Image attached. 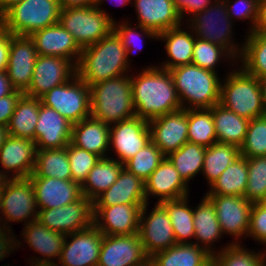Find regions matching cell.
<instances>
[{
    "label": "cell",
    "mask_w": 266,
    "mask_h": 266,
    "mask_svg": "<svg viewBox=\"0 0 266 266\" xmlns=\"http://www.w3.org/2000/svg\"><path fill=\"white\" fill-rule=\"evenodd\" d=\"M102 0H98L97 1V6H99V4H101L102 2H101ZM118 1V0H117ZM116 1V2H117ZM130 2V0H119V3H120V5L119 6H121V5H126L127 3H129ZM118 3V2H117Z\"/></svg>",
    "instance_id": "003e7915"
},
{
    "label": "cell",
    "mask_w": 266,
    "mask_h": 266,
    "mask_svg": "<svg viewBox=\"0 0 266 266\" xmlns=\"http://www.w3.org/2000/svg\"><path fill=\"white\" fill-rule=\"evenodd\" d=\"M72 125L59 112L41 103L34 132L37 150L66 147L71 142Z\"/></svg>",
    "instance_id": "7402d4cb"
},
{
    "label": "cell",
    "mask_w": 266,
    "mask_h": 266,
    "mask_svg": "<svg viewBox=\"0 0 266 266\" xmlns=\"http://www.w3.org/2000/svg\"><path fill=\"white\" fill-rule=\"evenodd\" d=\"M220 104L248 120L266 115L260 80L243 69L229 73L221 84Z\"/></svg>",
    "instance_id": "8992f818"
},
{
    "label": "cell",
    "mask_w": 266,
    "mask_h": 266,
    "mask_svg": "<svg viewBox=\"0 0 266 266\" xmlns=\"http://www.w3.org/2000/svg\"><path fill=\"white\" fill-rule=\"evenodd\" d=\"M76 72V63L64 57L38 55L30 85L24 94L40 98L53 87L71 80Z\"/></svg>",
    "instance_id": "7c38bea8"
},
{
    "label": "cell",
    "mask_w": 266,
    "mask_h": 266,
    "mask_svg": "<svg viewBox=\"0 0 266 266\" xmlns=\"http://www.w3.org/2000/svg\"><path fill=\"white\" fill-rule=\"evenodd\" d=\"M22 0H0V16L13 4L21 2Z\"/></svg>",
    "instance_id": "94428289"
},
{
    "label": "cell",
    "mask_w": 266,
    "mask_h": 266,
    "mask_svg": "<svg viewBox=\"0 0 266 266\" xmlns=\"http://www.w3.org/2000/svg\"><path fill=\"white\" fill-rule=\"evenodd\" d=\"M241 55L242 69L259 80L266 77V33L248 32Z\"/></svg>",
    "instance_id": "74e56055"
},
{
    "label": "cell",
    "mask_w": 266,
    "mask_h": 266,
    "mask_svg": "<svg viewBox=\"0 0 266 266\" xmlns=\"http://www.w3.org/2000/svg\"><path fill=\"white\" fill-rule=\"evenodd\" d=\"M240 155L245 158L266 156V115L249 120Z\"/></svg>",
    "instance_id": "bcb514c9"
},
{
    "label": "cell",
    "mask_w": 266,
    "mask_h": 266,
    "mask_svg": "<svg viewBox=\"0 0 266 266\" xmlns=\"http://www.w3.org/2000/svg\"><path fill=\"white\" fill-rule=\"evenodd\" d=\"M9 137L8 127L0 126V148L4 145V142Z\"/></svg>",
    "instance_id": "6125c7cd"
},
{
    "label": "cell",
    "mask_w": 266,
    "mask_h": 266,
    "mask_svg": "<svg viewBox=\"0 0 266 266\" xmlns=\"http://www.w3.org/2000/svg\"><path fill=\"white\" fill-rule=\"evenodd\" d=\"M128 66L126 49L113 31L94 45L82 49L76 73L90 87L98 82L123 76Z\"/></svg>",
    "instance_id": "7a4b0ae2"
},
{
    "label": "cell",
    "mask_w": 266,
    "mask_h": 266,
    "mask_svg": "<svg viewBox=\"0 0 266 266\" xmlns=\"http://www.w3.org/2000/svg\"><path fill=\"white\" fill-rule=\"evenodd\" d=\"M213 203L216 217L223 234L240 238L247 235L250 227L252 202L242 196L206 195Z\"/></svg>",
    "instance_id": "d6986e66"
},
{
    "label": "cell",
    "mask_w": 266,
    "mask_h": 266,
    "mask_svg": "<svg viewBox=\"0 0 266 266\" xmlns=\"http://www.w3.org/2000/svg\"><path fill=\"white\" fill-rule=\"evenodd\" d=\"M8 222L6 223H2L3 226H0V260L4 259V257L11 252V249L12 251L14 250L15 246L19 247L20 245H18L20 242L19 241H16L11 232V229L9 228H5V224H7ZM4 227V228H3ZM9 232L8 234L6 233L7 231ZM11 232V234H10ZM8 236H7V235ZM12 236H10V235ZM10 236V237H9ZM17 243V244H16Z\"/></svg>",
    "instance_id": "11a10c76"
},
{
    "label": "cell",
    "mask_w": 266,
    "mask_h": 266,
    "mask_svg": "<svg viewBox=\"0 0 266 266\" xmlns=\"http://www.w3.org/2000/svg\"><path fill=\"white\" fill-rule=\"evenodd\" d=\"M195 34L183 31L180 26L168 29L158 34V39L166 41V52L170 61L163 63L161 68L171 70L173 68L191 64L193 56V47L195 43Z\"/></svg>",
    "instance_id": "1f68e13d"
},
{
    "label": "cell",
    "mask_w": 266,
    "mask_h": 266,
    "mask_svg": "<svg viewBox=\"0 0 266 266\" xmlns=\"http://www.w3.org/2000/svg\"><path fill=\"white\" fill-rule=\"evenodd\" d=\"M37 50L29 36L10 34L9 58L6 72L12 87L25 93L30 85L37 59Z\"/></svg>",
    "instance_id": "ac0fdd59"
},
{
    "label": "cell",
    "mask_w": 266,
    "mask_h": 266,
    "mask_svg": "<svg viewBox=\"0 0 266 266\" xmlns=\"http://www.w3.org/2000/svg\"><path fill=\"white\" fill-rule=\"evenodd\" d=\"M173 2L180 12L181 18L184 17V12L194 16L195 13L205 10L211 3L210 0H173Z\"/></svg>",
    "instance_id": "db71d44e"
},
{
    "label": "cell",
    "mask_w": 266,
    "mask_h": 266,
    "mask_svg": "<svg viewBox=\"0 0 266 266\" xmlns=\"http://www.w3.org/2000/svg\"><path fill=\"white\" fill-rule=\"evenodd\" d=\"M194 238L201 241L205 250L214 254L211 245L222 236L219 221L212 201L205 195L201 203L193 210ZM213 242V243H212ZM210 245V246H209ZM210 247V248H209Z\"/></svg>",
    "instance_id": "e575fe53"
},
{
    "label": "cell",
    "mask_w": 266,
    "mask_h": 266,
    "mask_svg": "<svg viewBox=\"0 0 266 266\" xmlns=\"http://www.w3.org/2000/svg\"><path fill=\"white\" fill-rule=\"evenodd\" d=\"M22 235L30 248L40 253L43 259L37 258L33 263H54L50 258H60L66 235L48 229L39 220H27Z\"/></svg>",
    "instance_id": "f1b7e54d"
},
{
    "label": "cell",
    "mask_w": 266,
    "mask_h": 266,
    "mask_svg": "<svg viewBox=\"0 0 266 266\" xmlns=\"http://www.w3.org/2000/svg\"><path fill=\"white\" fill-rule=\"evenodd\" d=\"M24 93L15 90L12 94L0 98V126H7L14 110L16 109L19 98Z\"/></svg>",
    "instance_id": "f5cc1de1"
},
{
    "label": "cell",
    "mask_w": 266,
    "mask_h": 266,
    "mask_svg": "<svg viewBox=\"0 0 266 266\" xmlns=\"http://www.w3.org/2000/svg\"><path fill=\"white\" fill-rule=\"evenodd\" d=\"M29 177L72 180L67 148L37 150L35 168Z\"/></svg>",
    "instance_id": "8d00e7d4"
},
{
    "label": "cell",
    "mask_w": 266,
    "mask_h": 266,
    "mask_svg": "<svg viewBox=\"0 0 266 266\" xmlns=\"http://www.w3.org/2000/svg\"><path fill=\"white\" fill-rule=\"evenodd\" d=\"M253 32L266 33V0H259L258 15Z\"/></svg>",
    "instance_id": "6f0895ef"
},
{
    "label": "cell",
    "mask_w": 266,
    "mask_h": 266,
    "mask_svg": "<svg viewBox=\"0 0 266 266\" xmlns=\"http://www.w3.org/2000/svg\"><path fill=\"white\" fill-rule=\"evenodd\" d=\"M263 95V104L266 112V77L260 80Z\"/></svg>",
    "instance_id": "e7e4bbea"
},
{
    "label": "cell",
    "mask_w": 266,
    "mask_h": 266,
    "mask_svg": "<svg viewBox=\"0 0 266 266\" xmlns=\"http://www.w3.org/2000/svg\"><path fill=\"white\" fill-rule=\"evenodd\" d=\"M143 266H153V264L151 263V261H149L147 264H145Z\"/></svg>",
    "instance_id": "89a4df30"
},
{
    "label": "cell",
    "mask_w": 266,
    "mask_h": 266,
    "mask_svg": "<svg viewBox=\"0 0 266 266\" xmlns=\"http://www.w3.org/2000/svg\"><path fill=\"white\" fill-rule=\"evenodd\" d=\"M248 234L258 240V242H266V202L252 204Z\"/></svg>",
    "instance_id": "f907efd6"
},
{
    "label": "cell",
    "mask_w": 266,
    "mask_h": 266,
    "mask_svg": "<svg viewBox=\"0 0 266 266\" xmlns=\"http://www.w3.org/2000/svg\"><path fill=\"white\" fill-rule=\"evenodd\" d=\"M144 184L146 201L149 194L160 197L158 203L188 197L187 184L167 157L162 160Z\"/></svg>",
    "instance_id": "484cf974"
},
{
    "label": "cell",
    "mask_w": 266,
    "mask_h": 266,
    "mask_svg": "<svg viewBox=\"0 0 266 266\" xmlns=\"http://www.w3.org/2000/svg\"><path fill=\"white\" fill-rule=\"evenodd\" d=\"M239 156L240 149L236 145L215 142L206 147L202 172L210 186Z\"/></svg>",
    "instance_id": "ab89813d"
},
{
    "label": "cell",
    "mask_w": 266,
    "mask_h": 266,
    "mask_svg": "<svg viewBox=\"0 0 266 266\" xmlns=\"http://www.w3.org/2000/svg\"><path fill=\"white\" fill-rule=\"evenodd\" d=\"M208 266H214L213 261Z\"/></svg>",
    "instance_id": "2644e50d"
},
{
    "label": "cell",
    "mask_w": 266,
    "mask_h": 266,
    "mask_svg": "<svg viewBox=\"0 0 266 266\" xmlns=\"http://www.w3.org/2000/svg\"><path fill=\"white\" fill-rule=\"evenodd\" d=\"M48 229L67 235L89 228L93 224L92 202L80 199L59 208L39 210L38 218Z\"/></svg>",
    "instance_id": "30bf717a"
},
{
    "label": "cell",
    "mask_w": 266,
    "mask_h": 266,
    "mask_svg": "<svg viewBox=\"0 0 266 266\" xmlns=\"http://www.w3.org/2000/svg\"><path fill=\"white\" fill-rule=\"evenodd\" d=\"M223 1L225 2L230 20L235 17H237L238 20L247 18H250V20L252 19L251 21L253 25L250 28V32H253L258 15L259 0H236L232 5H230L231 2H229V0Z\"/></svg>",
    "instance_id": "681fc988"
},
{
    "label": "cell",
    "mask_w": 266,
    "mask_h": 266,
    "mask_svg": "<svg viewBox=\"0 0 266 266\" xmlns=\"http://www.w3.org/2000/svg\"><path fill=\"white\" fill-rule=\"evenodd\" d=\"M146 207L147 203L141 208L138 234L145 253L152 257L156 252L166 250L177 243L165 208L157 203L145 218Z\"/></svg>",
    "instance_id": "4fadbf2b"
},
{
    "label": "cell",
    "mask_w": 266,
    "mask_h": 266,
    "mask_svg": "<svg viewBox=\"0 0 266 266\" xmlns=\"http://www.w3.org/2000/svg\"><path fill=\"white\" fill-rule=\"evenodd\" d=\"M214 2H216L214 6L211 7L210 4V7L195 13L194 18L190 20L192 24L190 26L195 30L196 33L194 34L197 38L218 44L228 50L233 58L234 56L237 57V54L241 55L242 51H238L236 47L239 46L234 45L230 40L232 21L227 13L225 2L223 0H215Z\"/></svg>",
    "instance_id": "9c48e42d"
},
{
    "label": "cell",
    "mask_w": 266,
    "mask_h": 266,
    "mask_svg": "<svg viewBox=\"0 0 266 266\" xmlns=\"http://www.w3.org/2000/svg\"><path fill=\"white\" fill-rule=\"evenodd\" d=\"M2 215L8 222L38 218L33 185L29 178H10L2 190Z\"/></svg>",
    "instance_id": "2e32d148"
},
{
    "label": "cell",
    "mask_w": 266,
    "mask_h": 266,
    "mask_svg": "<svg viewBox=\"0 0 266 266\" xmlns=\"http://www.w3.org/2000/svg\"><path fill=\"white\" fill-rule=\"evenodd\" d=\"M10 33L0 25V70H6L9 58Z\"/></svg>",
    "instance_id": "9f6ffc18"
},
{
    "label": "cell",
    "mask_w": 266,
    "mask_h": 266,
    "mask_svg": "<svg viewBox=\"0 0 266 266\" xmlns=\"http://www.w3.org/2000/svg\"><path fill=\"white\" fill-rule=\"evenodd\" d=\"M40 104V98L23 94L19 98L16 109L7 125L9 135L34 141Z\"/></svg>",
    "instance_id": "836d02e7"
},
{
    "label": "cell",
    "mask_w": 266,
    "mask_h": 266,
    "mask_svg": "<svg viewBox=\"0 0 266 266\" xmlns=\"http://www.w3.org/2000/svg\"><path fill=\"white\" fill-rule=\"evenodd\" d=\"M71 143L81 149L106 158L110 146V125L92 116L72 125Z\"/></svg>",
    "instance_id": "83f0119b"
},
{
    "label": "cell",
    "mask_w": 266,
    "mask_h": 266,
    "mask_svg": "<svg viewBox=\"0 0 266 266\" xmlns=\"http://www.w3.org/2000/svg\"><path fill=\"white\" fill-rule=\"evenodd\" d=\"M223 53L228 55L229 58L233 57L230 52L222 46L195 37L191 64L216 72L214 67L220 60L219 58L223 56Z\"/></svg>",
    "instance_id": "c3c4849f"
},
{
    "label": "cell",
    "mask_w": 266,
    "mask_h": 266,
    "mask_svg": "<svg viewBox=\"0 0 266 266\" xmlns=\"http://www.w3.org/2000/svg\"><path fill=\"white\" fill-rule=\"evenodd\" d=\"M166 156L150 141L124 163V168L145 182Z\"/></svg>",
    "instance_id": "7bdbcfd3"
},
{
    "label": "cell",
    "mask_w": 266,
    "mask_h": 266,
    "mask_svg": "<svg viewBox=\"0 0 266 266\" xmlns=\"http://www.w3.org/2000/svg\"><path fill=\"white\" fill-rule=\"evenodd\" d=\"M66 148L72 181L82 185L86 180L88 173L99 161L100 157L73 145L71 142L66 146Z\"/></svg>",
    "instance_id": "7dc6e473"
},
{
    "label": "cell",
    "mask_w": 266,
    "mask_h": 266,
    "mask_svg": "<svg viewBox=\"0 0 266 266\" xmlns=\"http://www.w3.org/2000/svg\"><path fill=\"white\" fill-rule=\"evenodd\" d=\"M36 153L33 140L9 135L0 148V163L7 172L14 171L13 178H28L35 168Z\"/></svg>",
    "instance_id": "d4e9b609"
},
{
    "label": "cell",
    "mask_w": 266,
    "mask_h": 266,
    "mask_svg": "<svg viewBox=\"0 0 266 266\" xmlns=\"http://www.w3.org/2000/svg\"><path fill=\"white\" fill-rule=\"evenodd\" d=\"M60 0H22L0 16V25L12 35L33 32L59 23Z\"/></svg>",
    "instance_id": "5b68a950"
},
{
    "label": "cell",
    "mask_w": 266,
    "mask_h": 266,
    "mask_svg": "<svg viewBox=\"0 0 266 266\" xmlns=\"http://www.w3.org/2000/svg\"><path fill=\"white\" fill-rule=\"evenodd\" d=\"M14 91L6 70H0V98L12 94Z\"/></svg>",
    "instance_id": "91938a15"
},
{
    "label": "cell",
    "mask_w": 266,
    "mask_h": 266,
    "mask_svg": "<svg viewBox=\"0 0 266 266\" xmlns=\"http://www.w3.org/2000/svg\"><path fill=\"white\" fill-rule=\"evenodd\" d=\"M33 185L37 209L59 208L75 202L82 195L81 185L72 180L28 177Z\"/></svg>",
    "instance_id": "603a6c76"
},
{
    "label": "cell",
    "mask_w": 266,
    "mask_h": 266,
    "mask_svg": "<svg viewBox=\"0 0 266 266\" xmlns=\"http://www.w3.org/2000/svg\"><path fill=\"white\" fill-rule=\"evenodd\" d=\"M0 212L2 213V200H1V194H0Z\"/></svg>",
    "instance_id": "a7ac6f4b"
},
{
    "label": "cell",
    "mask_w": 266,
    "mask_h": 266,
    "mask_svg": "<svg viewBox=\"0 0 266 266\" xmlns=\"http://www.w3.org/2000/svg\"><path fill=\"white\" fill-rule=\"evenodd\" d=\"M41 103L53 108L72 124L91 116L90 87L77 74L40 97Z\"/></svg>",
    "instance_id": "ba28073f"
},
{
    "label": "cell",
    "mask_w": 266,
    "mask_h": 266,
    "mask_svg": "<svg viewBox=\"0 0 266 266\" xmlns=\"http://www.w3.org/2000/svg\"><path fill=\"white\" fill-rule=\"evenodd\" d=\"M32 266H58V265H56L55 262V263H33Z\"/></svg>",
    "instance_id": "03108f58"
},
{
    "label": "cell",
    "mask_w": 266,
    "mask_h": 266,
    "mask_svg": "<svg viewBox=\"0 0 266 266\" xmlns=\"http://www.w3.org/2000/svg\"><path fill=\"white\" fill-rule=\"evenodd\" d=\"M144 182L122 168L117 180L93 202V207H109L117 204H145Z\"/></svg>",
    "instance_id": "4316f807"
},
{
    "label": "cell",
    "mask_w": 266,
    "mask_h": 266,
    "mask_svg": "<svg viewBox=\"0 0 266 266\" xmlns=\"http://www.w3.org/2000/svg\"><path fill=\"white\" fill-rule=\"evenodd\" d=\"M91 116L114 124L135 116L131 76H118L90 86ZM112 122V123H111Z\"/></svg>",
    "instance_id": "3957f363"
},
{
    "label": "cell",
    "mask_w": 266,
    "mask_h": 266,
    "mask_svg": "<svg viewBox=\"0 0 266 266\" xmlns=\"http://www.w3.org/2000/svg\"><path fill=\"white\" fill-rule=\"evenodd\" d=\"M217 142L236 145L243 144L249 120L238 116L220 103L211 108Z\"/></svg>",
    "instance_id": "4dcf8cb0"
},
{
    "label": "cell",
    "mask_w": 266,
    "mask_h": 266,
    "mask_svg": "<svg viewBox=\"0 0 266 266\" xmlns=\"http://www.w3.org/2000/svg\"><path fill=\"white\" fill-rule=\"evenodd\" d=\"M131 81L136 117L149 121L182 109L169 70L147 67Z\"/></svg>",
    "instance_id": "6da1fadb"
},
{
    "label": "cell",
    "mask_w": 266,
    "mask_h": 266,
    "mask_svg": "<svg viewBox=\"0 0 266 266\" xmlns=\"http://www.w3.org/2000/svg\"><path fill=\"white\" fill-rule=\"evenodd\" d=\"M114 124L110 125V144L118 154L117 161L124 164L151 141L148 121L134 116Z\"/></svg>",
    "instance_id": "44dd1931"
},
{
    "label": "cell",
    "mask_w": 266,
    "mask_h": 266,
    "mask_svg": "<svg viewBox=\"0 0 266 266\" xmlns=\"http://www.w3.org/2000/svg\"><path fill=\"white\" fill-rule=\"evenodd\" d=\"M206 147L187 142L178 150L170 153L167 158L174 165L183 181H188L195 177L198 172H202Z\"/></svg>",
    "instance_id": "60d3db41"
},
{
    "label": "cell",
    "mask_w": 266,
    "mask_h": 266,
    "mask_svg": "<svg viewBox=\"0 0 266 266\" xmlns=\"http://www.w3.org/2000/svg\"><path fill=\"white\" fill-rule=\"evenodd\" d=\"M169 71L182 109H210L220 103L221 81L216 72L193 64L179 66ZM183 101H187L190 106H184Z\"/></svg>",
    "instance_id": "277c9868"
},
{
    "label": "cell",
    "mask_w": 266,
    "mask_h": 266,
    "mask_svg": "<svg viewBox=\"0 0 266 266\" xmlns=\"http://www.w3.org/2000/svg\"><path fill=\"white\" fill-rule=\"evenodd\" d=\"M149 261L138 233L103 235L97 266H143Z\"/></svg>",
    "instance_id": "8fae6325"
},
{
    "label": "cell",
    "mask_w": 266,
    "mask_h": 266,
    "mask_svg": "<svg viewBox=\"0 0 266 266\" xmlns=\"http://www.w3.org/2000/svg\"><path fill=\"white\" fill-rule=\"evenodd\" d=\"M188 141L204 147L217 142L211 109H188Z\"/></svg>",
    "instance_id": "b9f144b4"
},
{
    "label": "cell",
    "mask_w": 266,
    "mask_h": 266,
    "mask_svg": "<svg viewBox=\"0 0 266 266\" xmlns=\"http://www.w3.org/2000/svg\"><path fill=\"white\" fill-rule=\"evenodd\" d=\"M248 183L244 197L252 202H266V156L247 158Z\"/></svg>",
    "instance_id": "f6af8a7d"
},
{
    "label": "cell",
    "mask_w": 266,
    "mask_h": 266,
    "mask_svg": "<svg viewBox=\"0 0 266 266\" xmlns=\"http://www.w3.org/2000/svg\"><path fill=\"white\" fill-rule=\"evenodd\" d=\"M66 236L71 242L65 239L58 259L61 266H97L103 234L94 224Z\"/></svg>",
    "instance_id": "e0dca14e"
},
{
    "label": "cell",
    "mask_w": 266,
    "mask_h": 266,
    "mask_svg": "<svg viewBox=\"0 0 266 266\" xmlns=\"http://www.w3.org/2000/svg\"><path fill=\"white\" fill-rule=\"evenodd\" d=\"M29 37L33 40L38 55L64 57L70 61L73 56L72 62L77 58V66L82 49L60 23L37 30Z\"/></svg>",
    "instance_id": "cb8c5ba5"
},
{
    "label": "cell",
    "mask_w": 266,
    "mask_h": 266,
    "mask_svg": "<svg viewBox=\"0 0 266 266\" xmlns=\"http://www.w3.org/2000/svg\"><path fill=\"white\" fill-rule=\"evenodd\" d=\"M6 174H7L6 172L4 173V171H3V173H2L0 171V193L4 189L7 181L11 178V177H8L9 176L8 174L7 175Z\"/></svg>",
    "instance_id": "be15d7a7"
},
{
    "label": "cell",
    "mask_w": 266,
    "mask_h": 266,
    "mask_svg": "<svg viewBox=\"0 0 266 266\" xmlns=\"http://www.w3.org/2000/svg\"><path fill=\"white\" fill-rule=\"evenodd\" d=\"M151 141L167 157L188 141V109H181L148 121Z\"/></svg>",
    "instance_id": "5bb4252c"
},
{
    "label": "cell",
    "mask_w": 266,
    "mask_h": 266,
    "mask_svg": "<svg viewBox=\"0 0 266 266\" xmlns=\"http://www.w3.org/2000/svg\"><path fill=\"white\" fill-rule=\"evenodd\" d=\"M140 28L144 35L157 38L158 34L181 26V15L173 0H135Z\"/></svg>",
    "instance_id": "9a60e30c"
},
{
    "label": "cell",
    "mask_w": 266,
    "mask_h": 266,
    "mask_svg": "<svg viewBox=\"0 0 266 266\" xmlns=\"http://www.w3.org/2000/svg\"><path fill=\"white\" fill-rule=\"evenodd\" d=\"M144 205L117 204L109 207H93V224L103 235L136 234L139 232L140 212Z\"/></svg>",
    "instance_id": "ffe728a7"
},
{
    "label": "cell",
    "mask_w": 266,
    "mask_h": 266,
    "mask_svg": "<svg viewBox=\"0 0 266 266\" xmlns=\"http://www.w3.org/2000/svg\"><path fill=\"white\" fill-rule=\"evenodd\" d=\"M117 25V26H116ZM114 32L117 34V36L121 39L122 41V45L124 46V48L126 49V60H127V63H128V55H130L129 53L131 51H134V48L133 44H135L134 42L135 41H141L140 38V34L137 33V31L133 30L131 27H129V24L126 22V23H122L119 25L116 24L114 22ZM136 45V44H135ZM131 47H133L134 49H132ZM136 51V50H135Z\"/></svg>",
    "instance_id": "816d5d0a"
},
{
    "label": "cell",
    "mask_w": 266,
    "mask_h": 266,
    "mask_svg": "<svg viewBox=\"0 0 266 266\" xmlns=\"http://www.w3.org/2000/svg\"><path fill=\"white\" fill-rule=\"evenodd\" d=\"M187 199L184 197L160 202L171 220L177 244L192 243L187 238H193L195 235L193 210L187 205Z\"/></svg>",
    "instance_id": "f35d334b"
},
{
    "label": "cell",
    "mask_w": 266,
    "mask_h": 266,
    "mask_svg": "<svg viewBox=\"0 0 266 266\" xmlns=\"http://www.w3.org/2000/svg\"><path fill=\"white\" fill-rule=\"evenodd\" d=\"M59 23L81 49L94 45L114 31V20L99 6L61 8Z\"/></svg>",
    "instance_id": "52a82bcc"
},
{
    "label": "cell",
    "mask_w": 266,
    "mask_h": 266,
    "mask_svg": "<svg viewBox=\"0 0 266 266\" xmlns=\"http://www.w3.org/2000/svg\"><path fill=\"white\" fill-rule=\"evenodd\" d=\"M98 0H60L61 8L95 7Z\"/></svg>",
    "instance_id": "680465c9"
},
{
    "label": "cell",
    "mask_w": 266,
    "mask_h": 266,
    "mask_svg": "<svg viewBox=\"0 0 266 266\" xmlns=\"http://www.w3.org/2000/svg\"><path fill=\"white\" fill-rule=\"evenodd\" d=\"M123 167L117 160L100 158L81 185L82 195L93 202L117 180Z\"/></svg>",
    "instance_id": "d6a6232c"
},
{
    "label": "cell",
    "mask_w": 266,
    "mask_h": 266,
    "mask_svg": "<svg viewBox=\"0 0 266 266\" xmlns=\"http://www.w3.org/2000/svg\"><path fill=\"white\" fill-rule=\"evenodd\" d=\"M150 261L153 266H208L213 255L198 243L175 244L156 252Z\"/></svg>",
    "instance_id": "f546056e"
},
{
    "label": "cell",
    "mask_w": 266,
    "mask_h": 266,
    "mask_svg": "<svg viewBox=\"0 0 266 266\" xmlns=\"http://www.w3.org/2000/svg\"><path fill=\"white\" fill-rule=\"evenodd\" d=\"M222 250V251H221ZM213 254L214 266H265V253L256 254L242 248L239 243L229 244Z\"/></svg>",
    "instance_id": "ee69618b"
},
{
    "label": "cell",
    "mask_w": 266,
    "mask_h": 266,
    "mask_svg": "<svg viewBox=\"0 0 266 266\" xmlns=\"http://www.w3.org/2000/svg\"><path fill=\"white\" fill-rule=\"evenodd\" d=\"M248 183L247 158L239 156L220 174L206 195H231L244 197Z\"/></svg>",
    "instance_id": "d590c367"
}]
</instances>
